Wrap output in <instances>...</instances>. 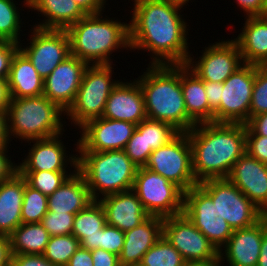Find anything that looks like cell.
<instances>
[{
  "instance_id": "cell-21",
  "label": "cell",
  "mask_w": 267,
  "mask_h": 266,
  "mask_svg": "<svg viewBox=\"0 0 267 266\" xmlns=\"http://www.w3.org/2000/svg\"><path fill=\"white\" fill-rule=\"evenodd\" d=\"M102 117L136 125L147 119L144 97L138 80L118 82L106 101Z\"/></svg>"
},
{
  "instance_id": "cell-8",
  "label": "cell",
  "mask_w": 267,
  "mask_h": 266,
  "mask_svg": "<svg viewBox=\"0 0 267 266\" xmlns=\"http://www.w3.org/2000/svg\"><path fill=\"white\" fill-rule=\"evenodd\" d=\"M198 185L212 198L216 217L226 220L233 230L250 227L266 215L228 178L209 179Z\"/></svg>"
},
{
  "instance_id": "cell-11",
  "label": "cell",
  "mask_w": 267,
  "mask_h": 266,
  "mask_svg": "<svg viewBox=\"0 0 267 266\" xmlns=\"http://www.w3.org/2000/svg\"><path fill=\"white\" fill-rule=\"evenodd\" d=\"M255 65L244 64L231 74L221 89V103L214 110V123H242L249 120Z\"/></svg>"
},
{
  "instance_id": "cell-7",
  "label": "cell",
  "mask_w": 267,
  "mask_h": 266,
  "mask_svg": "<svg viewBox=\"0 0 267 266\" xmlns=\"http://www.w3.org/2000/svg\"><path fill=\"white\" fill-rule=\"evenodd\" d=\"M112 65L115 64L89 65L85 69L75 100L65 112L75 127L80 129L88 121L102 117L106 101L119 82L112 80Z\"/></svg>"
},
{
  "instance_id": "cell-10",
  "label": "cell",
  "mask_w": 267,
  "mask_h": 266,
  "mask_svg": "<svg viewBox=\"0 0 267 266\" xmlns=\"http://www.w3.org/2000/svg\"><path fill=\"white\" fill-rule=\"evenodd\" d=\"M177 185L183 192L198 185L192 169V151L187 132L154 150L144 166Z\"/></svg>"
},
{
  "instance_id": "cell-25",
  "label": "cell",
  "mask_w": 267,
  "mask_h": 266,
  "mask_svg": "<svg viewBox=\"0 0 267 266\" xmlns=\"http://www.w3.org/2000/svg\"><path fill=\"white\" fill-rule=\"evenodd\" d=\"M92 201L85 178L76 170L53 194L47 196L48 212L77 214Z\"/></svg>"
},
{
  "instance_id": "cell-44",
  "label": "cell",
  "mask_w": 267,
  "mask_h": 266,
  "mask_svg": "<svg viewBox=\"0 0 267 266\" xmlns=\"http://www.w3.org/2000/svg\"><path fill=\"white\" fill-rule=\"evenodd\" d=\"M11 266H58L48 261L43 254H13Z\"/></svg>"
},
{
  "instance_id": "cell-55",
  "label": "cell",
  "mask_w": 267,
  "mask_h": 266,
  "mask_svg": "<svg viewBox=\"0 0 267 266\" xmlns=\"http://www.w3.org/2000/svg\"><path fill=\"white\" fill-rule=\"evenodd\" d=\"M257 266H267V230L263 235Z\"/></svg>"
},
{
  "instance_id": "cell-45",
  "label": "cell",
  "mask_w": 267,
  "mask_h": 266,
  "mask_svg": "<svg viewBox=\"0 0 267 266\" xmlns=\"http://www.w3.org/2000/svg\"><path fill=\"white\" fill-rule=\"evenodd\" d=\"M245 125L246 136L267 137V112L250 117Z\"/></svg>"
},
{
  "instance_id": "cell-6",
  "label": "cell",
  "mask_w": 267,
  "mask_h": 266,
  "mask_svg": "<svg viewBox=\"0 0 267 266\" xmlns=\"http://www.w3.org/2000/svg\"><path fill=\"white\" fill-rule=\"evenodd\" d=\"M65 111L46 96L10 98L7 109L8 136L30 140L49 138L64 131ZM13 136V137H12Z\"/></svg>"
},
{
  "instance_id": "cell-27",
  "label": "cell",
  "mask_w": 267,
  "mask_h": 266,
  "mask_svg": "<svg viewBox=\"0 0 267 266\" xmlns=\"http://www.w3.org/2000/svg\"><path fill=\"white\" fill-rule=\"evenodd\" d=\"M24 189L25 178L19 172L0 183V236L9 237L22 224Z\"/></svg>"
},
{
  "instance_id": "cell-37",
  "label": "cell",
  "mask_w": 267,
  "mask_h": 266,
  "mask_svg": "<svg viewBox=\"0 0 267 266\" xmlns=\"http://www.w3.org/2000/svg\"><path fill=\"white\" fill-rule=\"evenodd\" d=\"M47 212V196L30 187L25 179V189L21 209L22 223H39Z\"/></svg>"
},
{
  "instance_id": "cell-57",
  "label": "cell",
  "mask_w": 267,
  "mask_h": 266,
  "mask_svg": "<svg viewBox=\"0 0 267 266\" xmlns=\"http://www.w3.org/2000/svg\"><path fill=\"white\" fill-rule=\"evenodd\" d=\"M173 3H177L181 6H184L186 3H188L191 0H171Z\"/></svg>"
},
{
  "instance_id": "cell-51",
  "label": "cell",
  "mask_w": 267,
  "mask_h": 266,
  "mask_svg": "<svg viewBox=\"0 0 267 266\" xmlns=\"http://www.w3.org/2000/svg\"><path fill=\"white\" fill-rule=\"evenodd\" d=\"M81 10L87 14L101 13L106 5V0H74Z\"/></svg>"
},
{
  "instance_id": "cell-46",
  "label": "cell",
  "mask_w": 267,
  "mask_h": 266,
  "mask_svg": "<svg viewBox=\"0 0 267 266\" xmlns=\"http://www.w3.org/2000/svg\"><path fill=\"white\" fill-rule=\"evenodd\" d=\"M7 148H0V183L11 179L18 172V165L9 159Z\"/></svg>"
},
{
  "instance_id": "cell-34",
  "label": "cell",
  "mask_w": 267,
  "mask_h": 266,
  "mask_svg": "<svg viewBox=\"0 0 267 266\" xmlns=\"http://www.w3.org/2000/svg\"><path fill=\"white\" fill-rule=\"evenodd\" d=\"M79 247L80 241L72 234L50 236L43 256L52 264L66 266Z\"/></svg>"
},
{
  "instance_id": "cell-41",
  "label": "cell",
  "mask_w": 267,
  "mask_h": 266,
  "mask_svg": "<svg viewBox=\"0 0 267 266\" xmlns=\"http://www.w3.org/2000/svg\"><path fill=\"white\" fill-rule=\"evenodd\" d=\"M125 234L120 229L106 224L103 229H100V249L120 255Z\"/></svg>"
},
{
  "instance_id": "cell-54",
  "label": "cell",
  "mask_w": 267,
  "mask_h": 266,
  "mask_svg": "<svg viewBox=\"0 0 267 266\" xmlns=\"http://www.w3.org/2000/svg\"><path fill=\"white\" fill-rule=\"evenodd\" d=\"M9 102L8 79H0V109H8Z\"/></svg>"
},
{
  "instance_id": "cell-50",
  "label": "cell",
  "mask_w": 267,
  "mask_h": 266,
  "mask_svg": "<svg viewBox=\"0 0 267 266\" xmlns=\"http://www.w3.org/2000/svg\"><path fill=\"white\" fill-rule=\"evenodd\" d=\"M66 266H93L91 251L79 247Z\"/></svg>"
},
{
  "instance_id": "cell-13",
  "label": "cell",
  "mask_w": 267,
  "mask_h": 266,
  "mask_svg": "<svg viewBox=\"0 0 267 266\" xmlns=\"http://www.w3.org/2000/svg\"><path fill=\"white\" fill-rule=\"evenodd\" d=\"M183 213L218 250L233 234L227 221L216 217L212 198L199 185L184 192Z\"/></svg>"
},
{
  "instance_id": "cell-40",
  "label": "cell",
  "mask_w": 267,
  "mask_h": 266,
  "mask_svg": "<svg viewBox=\"0 0 267 266\" xmlns=\"http://www.w3.org/2000/svg\"><path fill=\"white\" fill-rule=\"evenodd\" d=\"M124 150L137 168L144 167L149 159L146 154L145 133H140L136 128Z\"/></svg>"
},
{
  "instance_id": "cell-38",
  "label": "cell",
  "mask_w": 267,
  "mask_h": 266,
  "mask_svg": "<svg viewBox=\"0 0 267 266\" xmlns=\"http://www.w3.org/2000/svg\"><path fill=\"white\" fill-rule=\"evenodd\" d=\"M265 112H267V65H255V81L249 118Z\"/></svg>"
},
{
  "instance_id": "cell-36",
  "label": "cell",
  "mask_w": 267,
  "mask_h": 266,
  "mask_svg": "<svg viewBox=\"0 0 267 266\" xmlns=\"http://www.w3.org/2000/svg\"><path fill=\"white\" fill-rule=\"evenodd\" d=\"M15 0H0V40L20 44L22 19Z\"/></svg>"
},
{
  "instance_id": "cell-58",
  "label": "cell",
  "mask_w": 267,
  "mask_h": 266,
  "mask_svg": "<svg viewBox=\"0 0 267 266\" xmlns=\"http://www.w3.org/2000/svg\"><path fill=\"white\" fill-rule=\"evenodd\" d=\"M128 266H145V265H143L142 263H135V264H131V265H128Z\"/></svg>"
},
{
  "instance_id": "cell-32",
  "label": "cell",
  "mask_w": 267,
  "mask_h": 266,
  "mask_svg": "<svg viewBox=\"0 0 267 266\" xmlns=\"http://www.w3.org/2000/svg\"><path fill=\"white\" fill-rule=\"evenodd\" d=\"M136 128L140 133H145L146 154L148 156L154 150L168 144L180 133L168 123L149 118L141 121Z\"/></svg>"
},
{
  "instance_id": "cell-17",
  "label": "cell",
  "mask_w": 267,
  "mask_h": 266,
  "mask_svg": "<svg viewBox=\"0 0 267 266\" xmlns=\"http://www.w3.org/2000/svg\"><path fill=\"white\" fill-rule=\"evenodd\" d=\"M88 66L78 57L68 56L44 79L43 95L66 112L75 100Z\"/></svg>"
},
{
  "instance_id": "cell-23",
  "label": "cell",
  "mask_w": 267,
  "mask_h": 266,
  "mask_svg": "<svg viewBox=\"0 0 267 266\" xmlns=\"http://www.w3.org/2000/svg\"><path fill=\"white\" fill-rule=\"evenodd\" d=\"M124 234L123 249L119 255L120 266L141 263L144 254L163 235V217L149 216L140 225Z\"/></svg>"
},
{
  "instance_id": "cell-2",
  "label": "cell",
  "mask_w": 267,
  "mask_h": 266,
  "mask_svg": "<svg viewBox=\"0 0 267 266\" xmlns=\"http://www.w3.org/2000/svg\"><path fill=\"white\" fill-rule=\"evenodd\" d=\"M187 134L198 183L227 178L235 162L246 152V125L242 123H199Z\"/></svg>"
},
{
  "instance_id": "cell-9",
  "label": "cell",
  "mask_w": 267,
  "mask_h": 266,
  "mask_svg": "<svg viewBox=\"0 0 267 266\" xmlns=\"http://www.w3.org/2000/svg\"><path fill=\"white\" fill-rule=\"evenodd\" d=\"M132 190L150 216L164 218L183 213L184 192L148 168L137 169Z\"/></svg>"
},
{
  "instance_id": "cell-1",
  "label": "cell",
  "mask_w": 267,
  "mask_h": 266,
  "mask_svg": "<svg viewBox=\"0 0 267 266\" xmlns=\"http://www.w3.org/2000/svg\"><path fill=\"white\" fill-rule=\"evenodd\" d=\"M133 2L130 49L148 50L153 57L149 64H186L191 54L187 42L189 25L180 14L183 6L171 0Z\"/></svg>"
},
{
  "instance_id": "cell-5",
  "label": "cell",
  "mask_w": 267,
  "mask_h": 266,
  "mask_svg": "<svg viewBox=\"0 0 267 266\" xmlns=\"http://www.w3.org/2000/svg\"><path fill=\"white\" fill-rule=\"evenodd\" d=\"M78 153L77 170L85 178L93 200L133 188L138 168L125 150Z\"/></svg>"
},
{
  "instance_id": "cell-14",
  "label": "cell",
  "mask_w": 267,
  "mask_h": 266,
  "mask_svg": "<svg viewBox=\"0 0 267 266\" xmlns=\"http://www.w3.org/2000/svg\"><path fill=\"white\" fill-rule=\"evenodd\" d=\"M34 28V29H33ZM31 28L30 44L19 45V49L29 58L38 74L45 79L70 56V41L66 30Z\"/></svg>"
},
{
  "instance_id": "cell-31",
  "label": "cell",
  "mask_w": 267,
  "mask_h": 266,
  "mask_svg": "<svg viewBox=\"0 0 267 266\" xmlns=\"http://www.w3.org/2000/svg\"><path fill=\"white\" fill-rule=\"evenodd\" d=\"M50 235L39 223H22L9 236L11 254H43Z\"/></svg>"
},
{
  "instance_id": "cell-15",
  "label": "cell",
  "mask_w": 267,
  "mask_h": 266,
  "mask_svg": "<svg viewBox=\"0 0 267 266\" xmlns=\"http://www.w3.org/2000/svg\"><path fill=\"white\" fill-rule=\"evenodd\" d=\"M202 51L197 61L190 56L186 66L203 81L223 83L244 65L239 46L233 39L209 44Z\"/></svg>"
},
{
  "instance_id": "cell-24",
  "label": "cell",
  "mask_w": 267,
  "mask_h": 266,
  "mask_svg": "<svg viewBox=\"0 0 267 266\" xmlns=\"http://www.w3.org/2000/svg\"><path fill=\"white\" fill-rule=\"evenodd\" d=\"M23 7L37 11L46 18L34 27L41 29L66 30L86 14L74 0H24Z\"/></svg>"
},
{
  "instance_id": "cell-28",
  "label": "cell",
  "mask_w": 267,
  "mask_h": 266,
  "mask_svg": "<svg viewBox=\"0 0 267 266\" xmlns=\"http://www.w3.org/2000/svg\"><path fill=\"white\" fill-rule=\"evenodd\" d=\"M44 79L38 74L29 58L18 49L13 55L8 77L10 98L43 95Z\"/></svg>"
},
{
  "instance_id": "cell-4",
  "label": "cell",
  "mask_w": 267,
  "mask_h": 266,
  "mask_svg": "<svg viewBox=\"0 0 267 266\" xmlns=\"http://www.w3.org/2000/svg\"><path fill=\"white\" fill-rule=\"evenodd\" d=\"M102 14H87L66 29L70 54L88 65L112 64L113 52L131 48L129 23L104 18Z\"/></svg>"
},
{
  "instance_id": "cell-42",
  "label": "cell",
  "mask_w": 267,
  "mask_h": 266,
  "mask_svg": "<svg viewBox=\"0 0 267 266\" xmlns=\"http://www.w3.org/2000/svg\"><path fill=\"white\" fill-rule=\"evenodd\" d=\"M18 49L19 44L0 40V79H8L11 60Z\"/></svg>"
},
{
  "instance_id": "cell-3",
  "label": "cell",
  "mask_w": 267,
  "mask_h": 266,
  "mask_svg": "<svg viewBox=\"0 0 267 266\" xmlns=\"http://www.w3.org/2000/svg\"><path fill=\"white\" fill-rule=\"evenodd\" d=\"M136 78L143 93L147 118L188 132L196 124L188 117L181 87V64H149Z\"/></svg>"
},
{
  "instance_id": "cell-18",
  "label": "cell",
  "mask_w": 267,
  "mask_h": 266,
  "mask_svg": "<svg viewBox=\"0 0 267 266\" xmlns=\"http://www.w3.org/2000/svg\"><path fill=\"white\" fill-rule=\"evenodd\" d=\"M63 134L30 140L33 145H30L32 147L27 157L18 164V171L68 172L65 166L69 163L71 168L73 166L74 169H77V155L69 154L71 157L67 156L63 139H60Z\"/></svg>"
},
{
  "instance_id": "cell-19",
  "label": "cell",
  "mask_w": 267,
  "mask_h": 266,
  "mask_svg": "<svg viewBox=\"0 0 267 266\" xmlns=\"http://www.w3.org/2000/svg\"><path fill=\"white\" fill-rule=\"evenodd\" d=\"M266 230L267 215L250 227L235 229L228 242L219 250L221 263H225L223 261L226 259L229 266H257Z\"/></svg>"
},
{
  "instance_id": "cell-12",
  "label": "cell",
  "mask_w": 267,
  "mask_h": 266,
  "mask_svg": "<svg viewBox=\"0 0 267 266\" xmlns=\"http://www.w3.org/2000/svg\"><path fill=\"white\" fill-rule=\"evenodd\" d=\"M163 236L186 262H208L219 259V250L181 213L163 218Z\"/></svg>"
},
{
  "instance_id": "cell-49",
  "label": "cell",
  "mask_w": 267,
  "mask_h": 266,
  "mask_svg": "<svg viewBox=\"0 0 267 266\" xmlns=\"http://www.w3.org/2000/svg\"><path fill=\"white\" fill-rule=\"evenodd\" d=\"M204 88L209 106L215 110L221 103V89H223V83L204 81Z\"/></svg>"
},
{
  "instance_id": "cell-48",
  "label": "cell",
  "mask_w": 267,
  "mask_h": 266,
  "mask_svg": "<svg viewBox=\"0 0 267 266\" xmlns=\"http://www.w3.org/2000/svg\"><path fill=\"white\" fill-rule=\"evenodd\" d=\"M93 266H120L119 256L104 249L91 250Z\"/></svg>"
},
{
  "instance_id": "cell-53",
  "label": "cell",
  "mask_w": 267,
  "mask_h": 266,
  "mask_svg": "<svg viewBox=\"0 0 267 266\" xmlns=\"http://www.w3.org/2000/svg\"><path fill=\"white\" fill-rule=\"evenodd\" d=\"M9 143L7 109H0V148H8Z\"/></svg>"
},
{
  "instance_id": "cell-22",
  "label": "cell",
  "mask_w": 267,
  "mask_h": 266,
  "mask_svg": "<svg viewBox=\"0 0 267 266\" xmlns=\"http://www.w3.org/2000/svg\"><path fill=\"white\" fill-rule=\"evenodd\" d=\"M98 201L104 208L106 224L123 232L135 228L150 216L132 189L106 195Z\"/></svg>"
},
{
  "instance_id": "cell-52",
  "label": "cell",
  "mask_w": 267,
  "mask_h": 266,
  "mask_svg": "<svg viewBox=\"0 0 267 266\" xmlns=\"http://www.w3.org/2000/svg\"><path fill=\"white\" fill-rule=\"evenodd\" d=\"M11 257L9 237L0 236V266H11Z\"/></svg>"
},
{
  "instance_id": "cell-43",
  "label": "cell",
  "mask_w": 267,
  "mask_h": 266,
  "mask_svg": "<svg viewBox=\"0 0 267 266\" xmlns=\"http://www.w3.org/2000/svg\"><path fill=\"white\" fill-rule=\"evenodd\" d=\"M246 152L251 157L267 164V137L246 136Z\"/></svg>"
},
{
  "instance_id": "cell-33",
  "label": "cell",
  "mask_w": 267,
  "mask_h": 266,
  "mask_svg": "<svg viewBox=\"0 0 267 266\" xmlns=\"http://www.w3.org/2000/svg\"><path fill=\"white\" fill-rule=\"evenodd\" d=\"M141 263L145 266H185L186 260L162 237L144 254Z\"/></svg>"
},
{
  "instance_id": "cell-30",
  "label": "cell",
  "mask_w": 267,
  "mask_h": 266,
  "mask_svg": "<svg viewBox=\"0 0 267 266\" xmlns=\"http://www.w3.org/2000/svg\"><path fill=\"white\" fill-rule=\"evenodd\" d=\"M106 225V215L98 200L75 214L72 235L80 241V247L88 250L100 248V229Z\"/></svg>"
},
{
  "instance_id": "cell-59",
  "label": "cell",
  "mask_w": 267,
  "mask_h": 266,
  "mask_svg": "<svg viewBox=\"0 0 267 266\" xmlns=\"http://www.w3.org/2000/svg\"><path fill=\"white\" fill-rule=\"evenodd\" d=\"M263 17L267 20V8H266V10H265V12L263 14Z\"/></svg>"
},
{
  "instance_id": "cell-16",
  "label": "cell",
  "mask_w": 267,
  "mask_h": 266,
  "mask_svg": "<svg viewBox=\"0 0 267 266\" xmlns=\"http://www.w3.org/2000/svg\"><path fill=\"white\" fill-rule=\"evenodd\" d=\"M136 124L106 119L88 121L81 129L76 143V152H104L124 150L136 129Z\"/></svg>"
},
{
  "instance_id": "cell-47",
  "label": "cell",
  "mask_w": 267,
  "mask_h": 266,
  "mask_svg": "<svg viewBox=\"0 0 267 266\" xmlns=\"http://www.w3.org/2000/svg\"><path fill=\"white\" fill-rule=\"evenodd\" d=\"M240 10L246 13V17L263 16L267 8V0H236Z\"/></svg>"
},
{
  "instance_id": "cell-26",
  "label": "cell",
  "mask_w": 267,
  "mask_h": 266,
  "mask_svg": "<svg viewBox=\"0 0 267 266\" xmlns=\"http://www.w3.org/2000/svg\"><path fill=\"white\" fill-rule=\"evenodd\" d=\"M245 19L241 33L234 38L244 64L267 65V20L263 16Z\"/></svg>"
},
{
  "instance_id": "cell-20",
  "label": "cell",
  "mask_w": 267,
  "mask_h": 266,
  "mask_svg": "<svg viewBox=\"0 0 267 266\" xmlns=\"http://www.w3.org/2000/svg\"><path fill=\"white\" fill-rule=\"evenodd\" d=\"M227 178L267 215V164L245 152Z\"/></svg>"
},
{
  "instance_id": "cell-56",
  "label": "cell",
  "mask_w": 267,
  "mask_h": 266,
  "mask_svg": "<svg viewBox=\"0 0 267 266\" xmlns=\"http://www.w3.org/2000/svg\"><path fill=\"white\" fill-rule=\"evenodd\" d=\"M223 266L225 264H222L220 259L208 261V262H188L185 266Z\"/></svg>"
},
{
  "instance_id": "cell-35",
  "label": "cell",
  "mask_w": 267,
  "mask_h": 266,
  "mask_svg": "<svg viewBox=\"0 0 267 266\" xmlns=\"http://www.w3.org/2000/svg\"><path fill=\"white\" fill-rule=\"evenodd\" d=\"M69 172L52 171H18L25 179L27 184L49 196L53 194L77 169H69Z\"/></svg>"
},
{
  "instance_id": "cell-39",
  "label": "cell",
  "mask_w": 267,
  "mask_h": 266,
  "mask_svg": "<svg viewBox=\"0 0 267 266\" xmlns=\"http://www.w3.org/2000/svg\"><path fill=\"white\" fill-rule=\"evenodd\" d=\"M75 214L47 212L41 224L50 236L70 235L72 233Z\"/></svg>"
},
{
  "instance_id": "cell-29",
  "label": "cell",
  "mask_w": 267,
  "mask_h": 266,
  "mask_svg": "<svg viewBox=\"0 0 267 266\" xmlns=\"http://www.w3.org/2000/svg\"><path fill=\"white\" fill-rule=\"evenodd\" d=\"M181 87L188 117L195 124L214 122V110L209 106L204 81L186 64H181Z\"/></svg>"
}]
</instances>
